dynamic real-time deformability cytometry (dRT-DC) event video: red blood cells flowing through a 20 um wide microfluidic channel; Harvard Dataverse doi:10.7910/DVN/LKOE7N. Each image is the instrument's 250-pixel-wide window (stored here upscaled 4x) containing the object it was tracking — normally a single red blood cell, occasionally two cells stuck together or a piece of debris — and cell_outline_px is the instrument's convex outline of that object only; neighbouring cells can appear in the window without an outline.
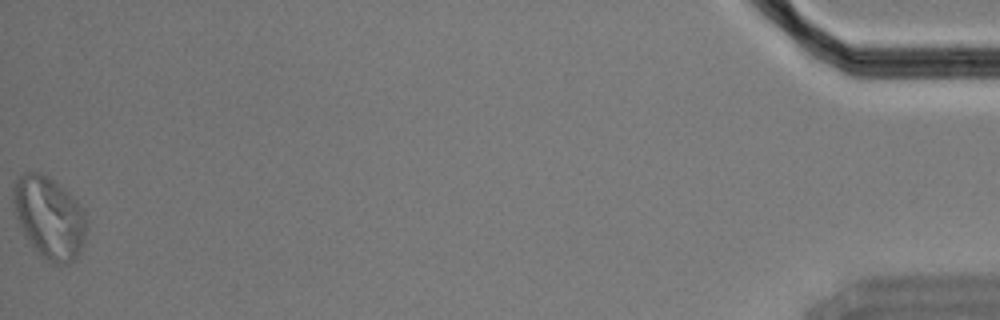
{"species": "Egyptian fruit bat (a non-hibernating species)", "species_latin": "Rousettus aegyptiacus", "temperature_condition": "cold", "stored_images_in_passage": 48, "segment_of_instrument_passage": [2, 2], "camera_frame_rate_fps": 3000, "um_per_image_px": 0.085, "animal": {"sex": "male"}, "frame": {"image": 1, "passage_image": 48, "time_ms": 15.667, "image_size_px": [1000, 320], "cell_outline_px": [[84, 240], [80, 252], [76, 260], [68, 264], [56, 264], [48, 260], [32, 244], [24, 232], [16, 216], [12, 200], [12, 192], [16, 176], [24, 172], [40, 172], [48, 176], [64, 188], [76, 200], [84, 212]], "centroid_in_image_um": [4.17, 18.44], "position_along_channel_um": 431.0, "area_um2": 34.45}}